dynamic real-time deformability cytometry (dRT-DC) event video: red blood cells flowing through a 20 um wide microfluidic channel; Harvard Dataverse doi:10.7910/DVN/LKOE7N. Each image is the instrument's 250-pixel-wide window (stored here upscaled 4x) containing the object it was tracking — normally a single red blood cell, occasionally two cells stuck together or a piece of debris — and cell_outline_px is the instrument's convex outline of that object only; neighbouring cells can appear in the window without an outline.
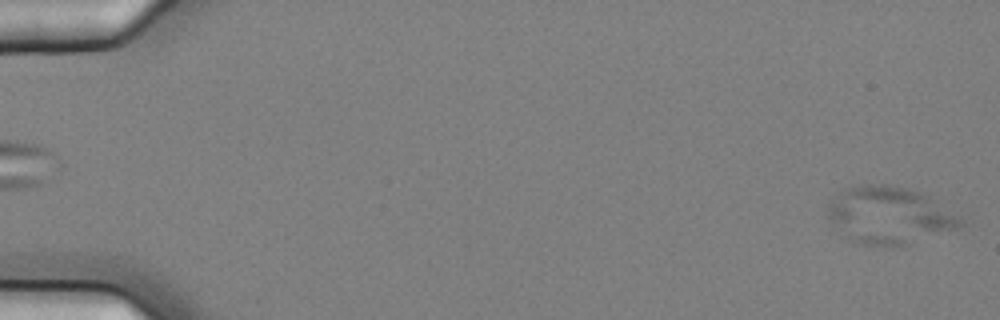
{"species": "common noctule bat (a hibernating species)", "species_latin": "Nyctalus noctula", "temperature_condition": "cold", "stored_images_in_passage": 5, "segment_of_instrument_passage": [2, 2], "camera_frame_rate_fps": 3000, "um_per_image_px": 0.085, "animal": {"sex": "female", "body_mass_g": 25.1}, "frame": {"image": 1, "passage_image": 5, "time_ms": 1.333, "image_size_px": [1000, 320], "cell_outline_px": [[964, 224], [956, 228], [908, 244], [884, 248], [856, 244], [840, 236], [828, 216], [828, 204], [844, 188], [864, 184], [884, 184], [908, 188], [920, 192], [928, 196], [960, 216], [964, 220]], "centroid_in_image_um": [75.54, 18.33], "position_along_channel_um": 9.5, "area_um2": 44.68}}